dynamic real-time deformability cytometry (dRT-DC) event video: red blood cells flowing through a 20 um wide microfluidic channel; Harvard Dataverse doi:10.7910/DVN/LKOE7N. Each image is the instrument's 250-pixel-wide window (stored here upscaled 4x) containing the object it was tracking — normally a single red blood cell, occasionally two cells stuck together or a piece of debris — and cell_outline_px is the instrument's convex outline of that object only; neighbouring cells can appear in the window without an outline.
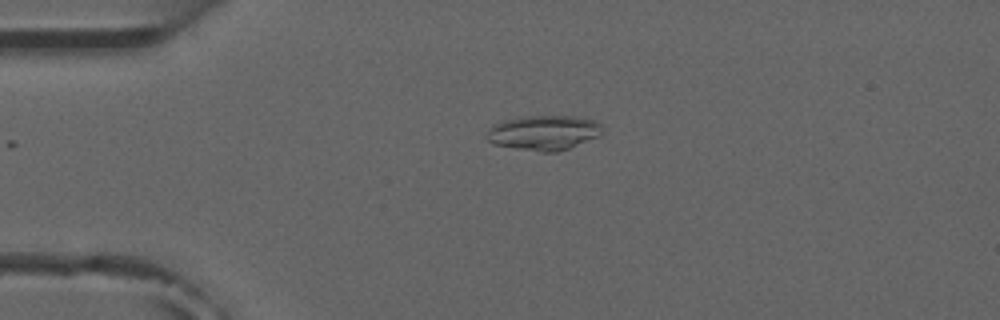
{"species": "common noctule bat (a hibernating species)", "species_latin": "Nyctalus noctula", "temperature_condition": "room temperature", "stored_images_in_passage": 3, "camera_frame_rate_fps": 3000, "um_per_image_px": 0.085, "animal": {"sex": "male", "forearm_length_mm": 52.5}, "frame": {"image": 1, "passage_image": 1, "time_ms": 0.0, "image_size_px": [1000, 320], "cell_outline_px": [[604, 132], [600, 136], [568, 148], [556, 152], [540, 152], [492, 144], [488, 140], [488, 128], [492, 124], [516, 116], [576, 116], [596, 120], [604, 128]], "centroid_in_image_um": [46.24, 11.26], "position_along_channel_um": 38.8, "area_um2": 23.76}}